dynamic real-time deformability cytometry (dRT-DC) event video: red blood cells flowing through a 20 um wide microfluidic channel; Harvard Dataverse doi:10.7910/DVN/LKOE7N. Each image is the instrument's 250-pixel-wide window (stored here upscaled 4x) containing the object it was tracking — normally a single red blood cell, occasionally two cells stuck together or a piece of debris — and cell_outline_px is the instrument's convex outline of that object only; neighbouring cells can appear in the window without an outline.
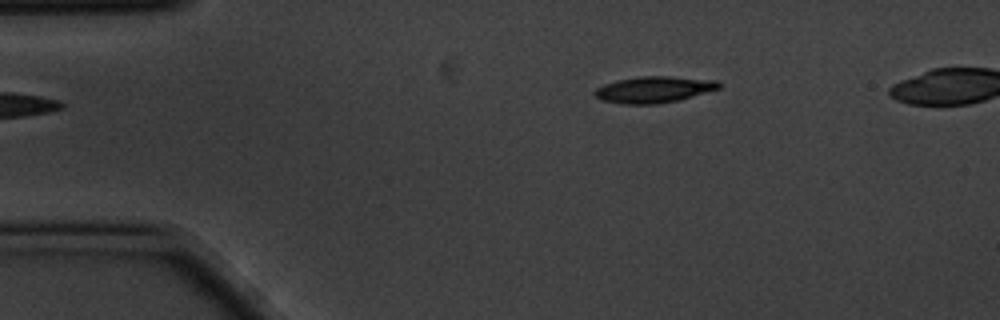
{"species": "common noctule bat (a hibernating species)", "species_latin": "Nyctalus noctula", "temperature_condition": "cold", "stored_images_in_passage": 4, "camera_frame_rate_fps": 3000, "um_per_image_px": 0.085, "animal": {"sex": "male", "body_mass_g": 20.1, "forearm_length_mm": 53.5}, "frame": {"image": 1, "passage_image": 1, "time_ms": 0.0, "image_size_px": [1000, 320], "cell_outline_px": [[724, 84], [720, 88], [676, 100], [656, 104], [628, 104], [604, 100], [596, 96], [592, 92], [596, 88], [604, 84], [620, 80], [640, 76], [668, 76], [720, 80]], "centroid_in_image_um": [55.63, 7.59], "position_along_channel_um": 29.4, "area_um2": 18.84}}